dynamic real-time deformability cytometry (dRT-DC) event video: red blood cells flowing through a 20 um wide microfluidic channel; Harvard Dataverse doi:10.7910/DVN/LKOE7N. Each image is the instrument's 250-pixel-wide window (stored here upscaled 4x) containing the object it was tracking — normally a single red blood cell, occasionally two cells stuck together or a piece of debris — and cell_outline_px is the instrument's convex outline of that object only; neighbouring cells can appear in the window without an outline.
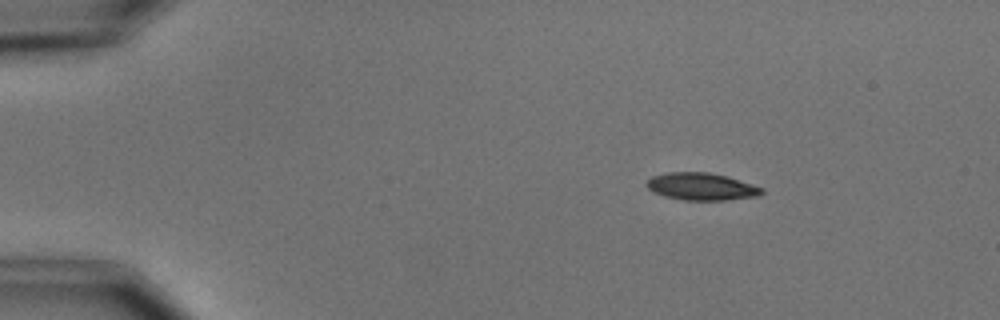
{"species": "common noctule bat (a hibernating species)", "species_latin": "Nyctalus noctula", "temperature_condition": "cold", "stored_images_in_passage": 7, "camera_frame_rate_fps": 3000, "um_per_image_px": 0.085, "animal": {"sex": "male", "body_mass_g": 15.6}, "frame": {"image": 1, "passage_image": 1, "time_ms": 0.0, "image_size_px": [1000, 320], "cell_outline_px": [[764, 192], [756, 196], [724, 200], [684, 200], [664, 196], [652, 192], [644, 184], [652, 176], [664, 172], [708, 172], [724, 176], [764, 188]], "centroid_in_image_um": [59.55, 15.85], "position_along_channel_um": 25.4, "area_um2": 18.21}}
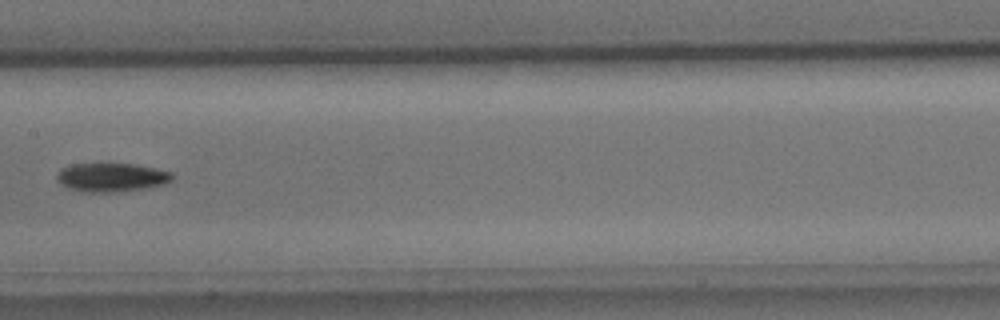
{"frame": {"image": 2, "passage_image": 6, "time_ms": 6.667, "image_size_px": [1000, 320], "cell_outline_px": [[172, 180], [164, 184], [144, 188], [112, 192], [84, 192], [68, 188], [60, 184], [56, 180], [56, 172], [60, 168], [72, 164], [136, 164], [172, 172]], "centroid_in_image_um": [9.42, 15.07], "position_along_channel_um": 198.0, "area_um2": 19.31}}
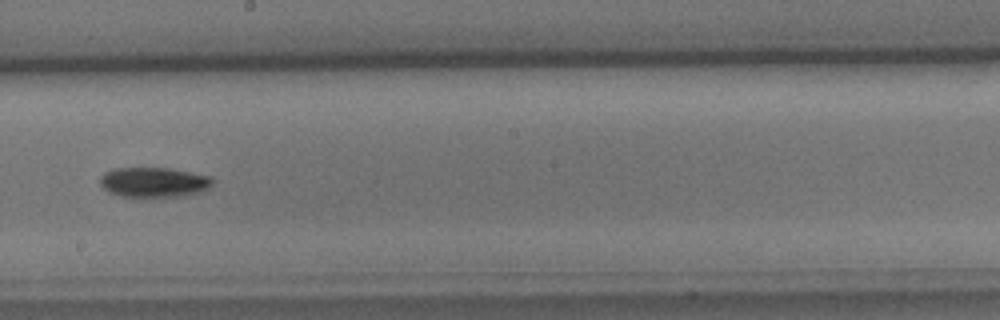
{"frame": {"image": 3, "passage_image": 7, "time_ms": 7.667, "image_size_px": [1000, 320], "cell_outline_px": [[216, 180], [208, 188], [200, 192], [184, 196], [120, 196], [108, 192], [100, 184], [100, 176], [104, 172], [116, 168], [172, 168], [212, 176]], "centroid_in_image_um": [13.11, 15.47], "position_along_channel_um": 235.1, "area_um2": 19.77}}